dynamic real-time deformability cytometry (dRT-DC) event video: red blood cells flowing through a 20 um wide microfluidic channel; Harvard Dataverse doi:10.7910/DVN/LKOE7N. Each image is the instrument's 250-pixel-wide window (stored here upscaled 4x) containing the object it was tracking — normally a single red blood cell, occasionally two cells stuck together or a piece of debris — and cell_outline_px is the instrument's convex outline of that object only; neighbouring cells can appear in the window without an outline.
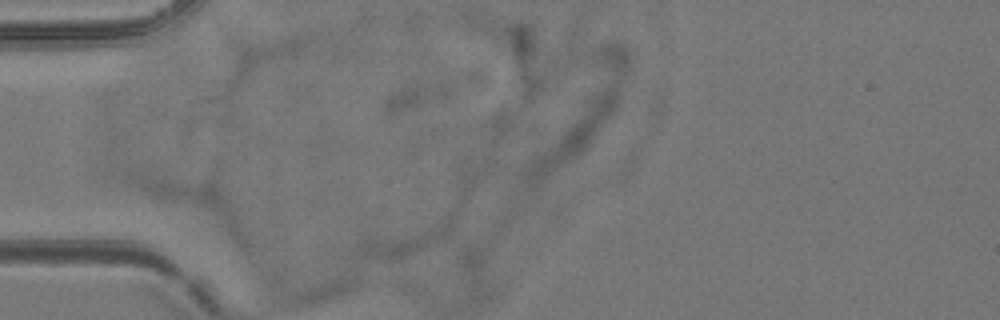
{"species": "common noctule bat (a hibernating species)", "species_latin": "Nyctalus noctula", "temperature_condition": "room temperature", "stored_images_in_passage": 2, "camera_frame_rate_fps": 3000, "um_per_image_px": 0.085, "animal": {"sex": "female", "body_mass_g": 24.6, "forearm_length_mm": 56.2}, "frame": {"image": 1, "passage_image": 1, "time_ms": 0.0, "image_size_px": [1000, 320], "cell_outline_px": [[456, 212], [452, 228], [444, 240], [400, 260], [392, 260], [360, 256], [356, 252], [356, 248], [360, 236], [452, 212]], "centroid_in_image_um": [34.49, 20.26], "position_along_channel_um": 50.5, "area_um2": 19.36}}